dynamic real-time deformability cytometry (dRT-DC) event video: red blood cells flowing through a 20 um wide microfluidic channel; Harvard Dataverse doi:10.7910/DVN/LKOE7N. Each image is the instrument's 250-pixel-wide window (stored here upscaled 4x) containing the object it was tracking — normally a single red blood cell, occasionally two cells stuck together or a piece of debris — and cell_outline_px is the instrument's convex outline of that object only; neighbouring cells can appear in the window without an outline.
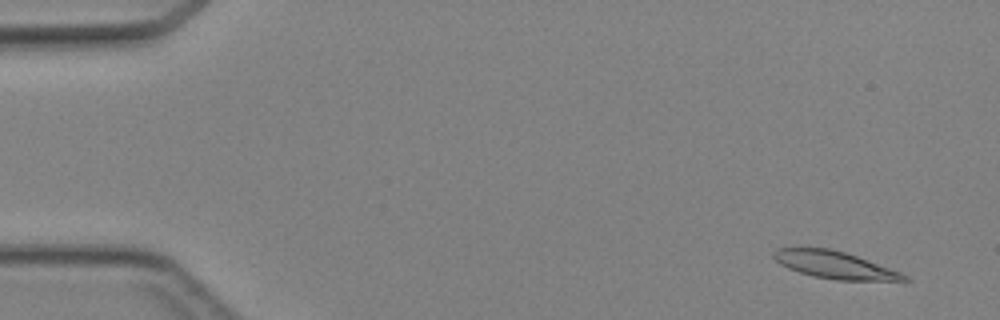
{"species": "Egyptian fruit bat (a non-hibernating species)", "species_latin": "Rousettus aegyptiacus", "temperature_condition": "cold", "stored_images_in_passage": 46, "camera_frame_rate_fps": 3000, "um_per_image_px": 0.085, "animal": {"sex": "female"}, "frame": {"image": 1, "passage_image": 3, "time_ms": 0.667, "image_size_px": [1000, 320], "cell_outline_px": [[912, 280], [836, 280], [812, 276], [788, 268], [780, 264], [772, 256], [772, 252], [776, 248], [828, 248], [844, 252], [856, 256], [900, 272], [908, 276]], "centroid_in_image_um": [70.9, 22.52], "position_along_channel_um": 14.1, "area_um2": 20.4}}
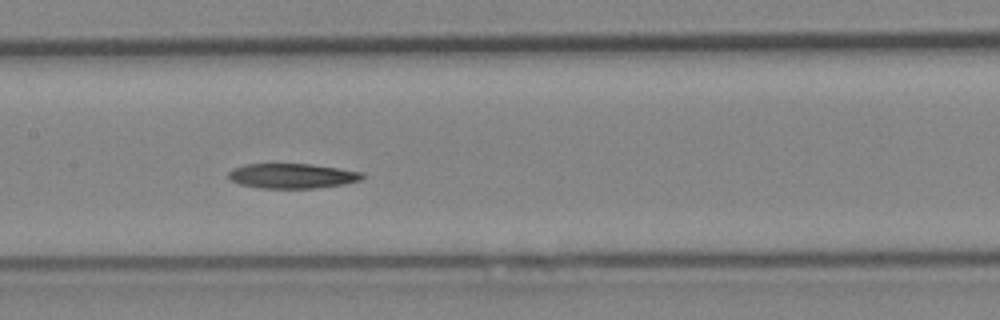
{"frame": {"image": 2, "passage_image": 23, "time_ms": 7.333, "image_size_px": [1000, 320], "cell_outline_px": [[368, 176], [360, 180], [344, 184], [316, 188], [260, 188], [240, 184], [232, 180], [228, 176], [228, 172], [244, 164], [312, 164], [364, 172]], "centroid_in_image_um": [24.9, 14.95], "position_along_channel_um": 182.5, "area_um2": 19.42}}
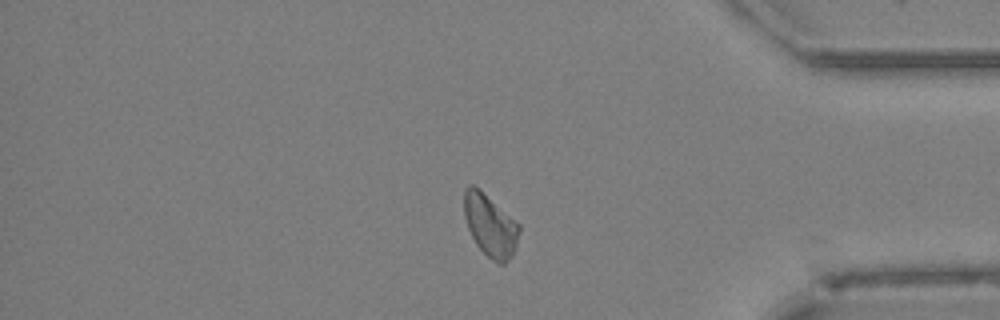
{"frame": {"image": 3, "passage_image": 39, "time_ms": 12.667, "image_size_px": [1000, 320], "cell_outline_px": [[520, 228], [516, 244], [512, 256], [504, 264], [500, 264], [492, 260], [476, 244], [468, 228], [464, 216], [464, 188], [468, 184], [472, 184], [520, 224]], "centroid_in_image_um": [41.66, 19.17], "position_along_channel_um": 393.5, "area_um2": 19.59}}